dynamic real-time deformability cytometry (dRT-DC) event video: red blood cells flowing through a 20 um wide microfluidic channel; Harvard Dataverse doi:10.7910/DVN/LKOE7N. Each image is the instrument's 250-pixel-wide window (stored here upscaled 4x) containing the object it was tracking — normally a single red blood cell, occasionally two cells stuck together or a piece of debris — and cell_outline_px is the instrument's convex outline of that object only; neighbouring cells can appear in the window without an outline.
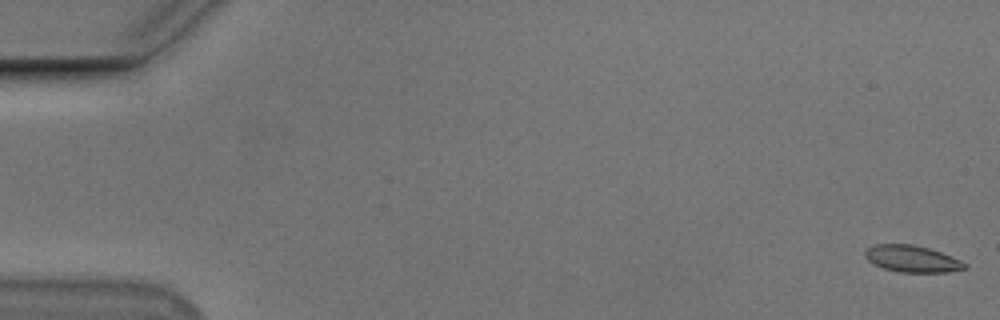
{"species": "Egyptian fruit bat (a non-hibernating species)", "species_latin": "Rousettus aegyptiacus", "temperature_condition": "cold", "stored_images_in_passage": 7, "camera_frame_rate_fps": 3000, "um_per_image_px": 0.085, "animal": {"sex": "male"}, "frame": {"image": 1, "passage_image": 1, "time_ms": 0.0, "image_size_px": [1000, 320], "cell_outline_px": [[968, 268], [948, 272], [900, 272], [884, 268], [868, 260], [864, 256], [864, 252], [868, 248], [876, 244], [912, 244], [928, 248], [952, 256], [968, 264]], "centroid_in_image_um": [77.56, 22.0], "position_along_channel_um": 7.4, "area_um2": 15.43}}